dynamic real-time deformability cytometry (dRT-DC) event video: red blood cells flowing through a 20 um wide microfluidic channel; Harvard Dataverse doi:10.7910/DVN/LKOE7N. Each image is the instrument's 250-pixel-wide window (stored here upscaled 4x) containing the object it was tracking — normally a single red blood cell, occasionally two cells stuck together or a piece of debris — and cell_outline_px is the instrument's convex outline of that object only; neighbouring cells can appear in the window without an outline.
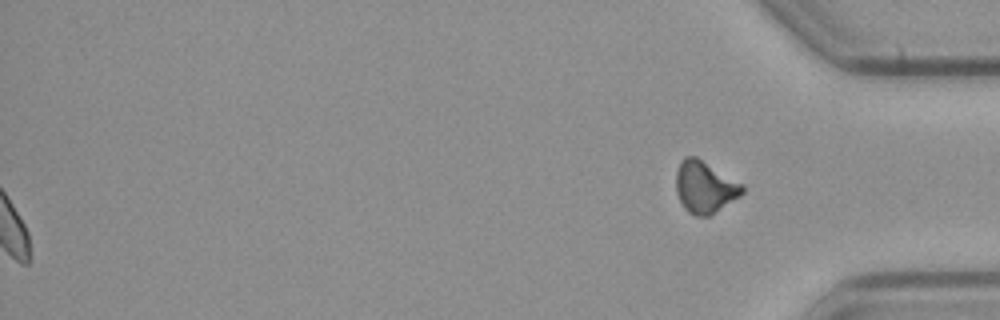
{"species": "common noctule bat (a hibernating species)", "species_latin": "Nyctalus noctula", "temperature_condition": "cold", "stored_images_in_passage": 44, "segment_of_instrument_passage": [2, 2], "camera_frame_rate_fps": 3000, "um_per_image_px": 0.085, "animal": {"sex": "male", "body_mass_g": 23.1, "forearm_length_mm": 52.7}, "frame": {"image": 1, "passage_image": 44, "time_ms": 14.333, "image_size_px": [1000, 320], "cell_outline_px": [[744, 192], [740, 196], [708, 216], [696, 216], [688, 212], [684, 208], [676, 192], [676, 172], [680, 160], [684, 156], [696, 156], [744, 184]], "centroid_in_image_um": [59.9, 15.87], "position_along_channel_um": 375.3, "area_um2": 20.11}}